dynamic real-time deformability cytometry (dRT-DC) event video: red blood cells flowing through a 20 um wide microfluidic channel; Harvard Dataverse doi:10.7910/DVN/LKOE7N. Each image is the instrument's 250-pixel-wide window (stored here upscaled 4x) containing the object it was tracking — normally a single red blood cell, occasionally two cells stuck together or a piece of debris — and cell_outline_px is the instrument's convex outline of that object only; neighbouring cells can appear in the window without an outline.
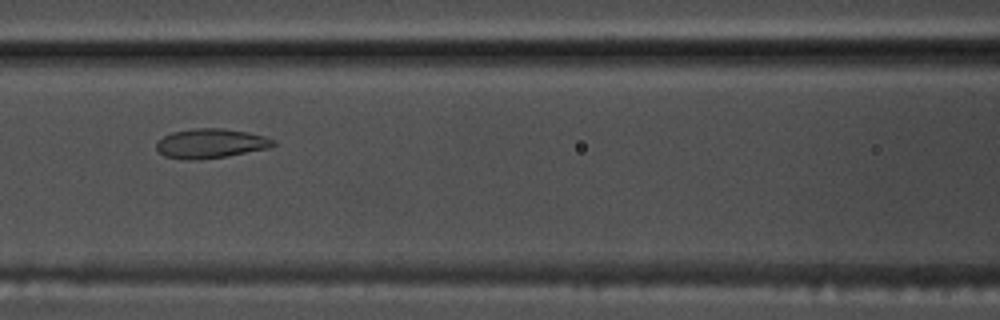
{"species": "common noctule bat (a hibernating species)", "species_latin": "Nyctalus noctula", "temperature_condition": "warm", "stored_images_in_passage": 35, "camera_frame_rate_fps": 3000, "um_per_image_px": 0.085, "animal": {"sex": "male", "body_mass_g": 17.5, "forearm_length_mm": 52.3}, "frame": {"image": 1, "passage_image": 7, "time_ms": 2.0, "image_size_px": [1000, 320], "cell_outline_px": [[276, 144], [268, 148], [228, 156], [200, 160], [188, 160], [164, 156], [156, 148], [156, 144], [164, 136], [172, 132], [192, 128], [224, 128], [248, 132], [264, 136], [276, 140]], "centroid_in_image_um": [17.92, 12.19], "position_along_channel_um": 148.7, "area_um2": 20.17}}
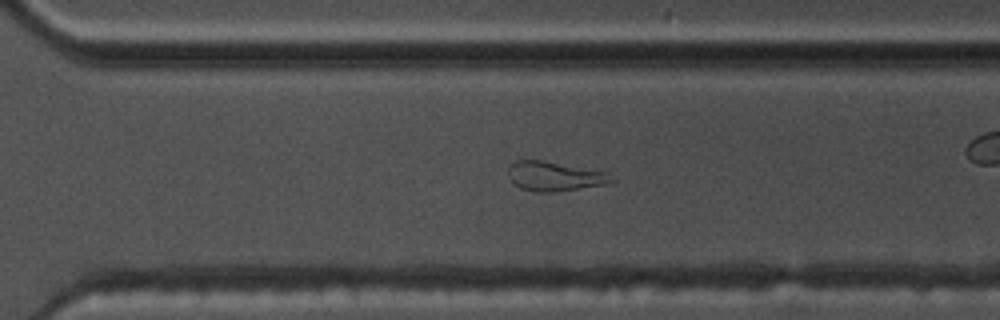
{"frame": {"image": 2, "passage_image": 18, "time_ms": 5.667, "image_size_px": [1000, 320], "cell_outline_px": [[616, 180], [604, 184], [552, 192], [536, 192], [520, 188], [512, 184], [508, 176], [508, 168], [516, 160], [544, 160], [608, 172]], "centroid_in_image_um": [47.1, 14.97], "position_along_channel_um": 323.5, "area_um2": 17.74}}
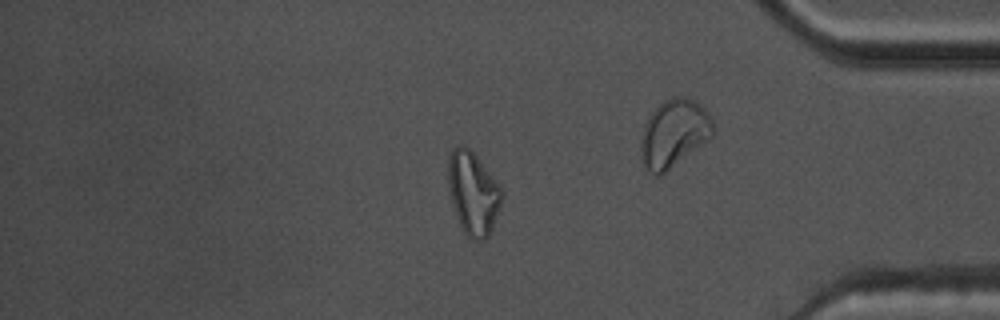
{"frame": {"image": 3, "passage_image": 26, "time_ms": 8.333, "image_size_px": [1000, 320], "cell_outline_px": [[500, 204], [492, 228], [488, 236], [484, 240], [472, 240], [464, 232], [460, 224], [452, 204], [448, 188], [448, 160], [452, 148], [460, 144], [464, 144], [476, 156], [500, 188]], "centroid_in_image_um": [40.15, 16.41], "position_along_channel_um": 395.0, "area_um2": 25.26}}